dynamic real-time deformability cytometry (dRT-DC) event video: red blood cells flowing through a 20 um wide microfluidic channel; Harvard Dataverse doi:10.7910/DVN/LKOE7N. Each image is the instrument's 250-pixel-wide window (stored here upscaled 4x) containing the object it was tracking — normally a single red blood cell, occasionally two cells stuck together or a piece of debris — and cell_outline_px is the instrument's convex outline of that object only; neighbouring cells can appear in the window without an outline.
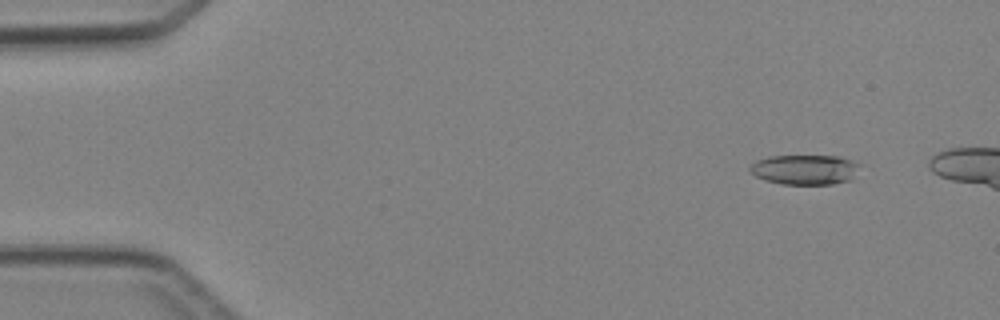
{"species": "Egyptian fruit bat (a non-hibernating species)", "species_latin": "Rousettus aegyptiacus", "temperature_condition": "cold", "stored_images_in_passage": 5, "camera_frame_rate_fps": 3000, "um_per_image_px": 0.085, "animal": {"sex": "female"}, "frame": {"image": 1, "passage_image": 2, "time_ms": 1.333, "image_size_px": [1000, 320], "cell_outline_px": [[864, 164], [852, 180], [832, 184], [780, 184], [764, 180], [756, 176], [748, 168], [756, 160], [768, 156], [840, 156]], "centroid_in_image_um": [68.48, 14.41], "position_along_channel_um": 16.5, "area_um2": 19.54}}